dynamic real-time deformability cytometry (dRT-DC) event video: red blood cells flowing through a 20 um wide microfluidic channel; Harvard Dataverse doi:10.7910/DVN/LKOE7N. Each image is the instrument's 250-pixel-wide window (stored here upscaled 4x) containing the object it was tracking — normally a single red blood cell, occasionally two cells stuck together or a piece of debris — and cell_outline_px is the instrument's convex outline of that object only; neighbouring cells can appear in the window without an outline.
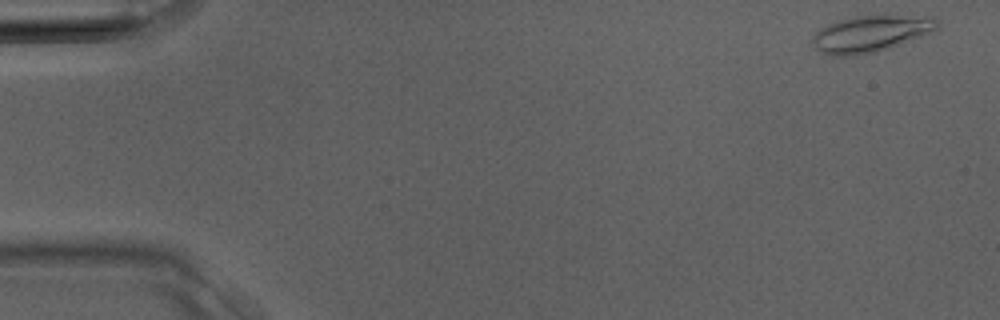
{"species": "Egyptian fruit bat (a non-hibernating species)", "species_latin": "Rousettus aegyptiacus", "temperature_condition": "room temperature", "stored_images_in_passage": 14, "camera_frame_rate_fps": 3000, "um_per_image_px": 0.085, "animal": {"sex": "male"}, "frame": {"image": 1, "passage_image": 1, "time_ms": 0.0, "image_size_px": [1000, 320], "cell_outline_px": [[940, 24], [932, 32], [888, 48], [872, 52], [852, 56], [832, 56], [820, 52], [812, 48], [812, 36], [820, 28], [828, 24], [840, 20], [856, 16], [932, 16], [940, 20]], "centroid_in_image_um": [73.97, 2.87], "position_along_channel_um": 11.0, "area_um2": 26.41}}
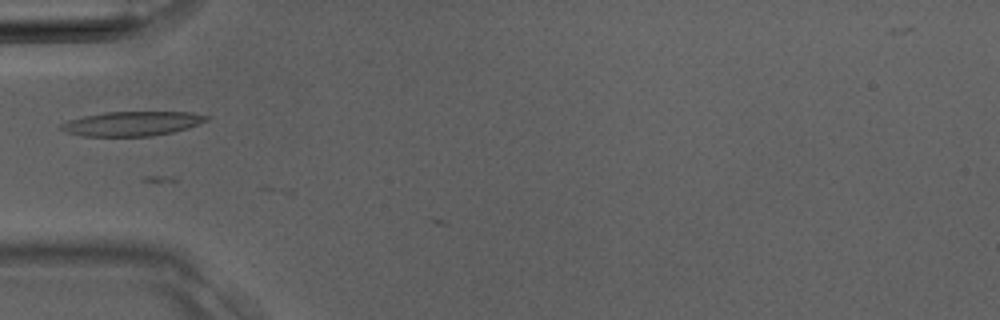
{"frame": {"image": 2, "passage_image": 12, "time_ms": 3.667, "image_size_px": [1000, 320], "cell_outline_px": [[208, 120], [200, 124], [188, 128], [172, 132], [152, 136], [84, 136], [64, 132], [60, 128], [60, 124], [68, 120], [84, 116], [108, 112], [192, 112], [208, 116]], "centroid_in_image_um": [11.23, 10.51], "position_along_channel_um": 73.8, "area_um2": 20.69}}